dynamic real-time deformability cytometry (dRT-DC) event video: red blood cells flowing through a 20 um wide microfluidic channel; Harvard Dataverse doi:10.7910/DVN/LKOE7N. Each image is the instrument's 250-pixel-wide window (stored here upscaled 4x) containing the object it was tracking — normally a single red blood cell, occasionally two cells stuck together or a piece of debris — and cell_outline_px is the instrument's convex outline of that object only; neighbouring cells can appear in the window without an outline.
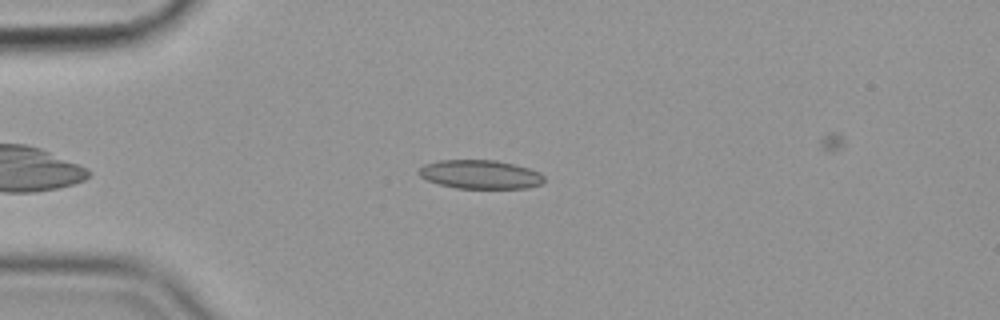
{"species": "common noctule bat (a hibernating species)", "species_latin": "Nyctalus noctula", "temperature_condition": "cold", "stored_images_in_passage": 53, "camera_frame_rate_fps": 3000, "um_per_image_px": 0.085, "animal": {"sex": "female", "body_mass_g": 19.9}, "frame": {"image": 1, "passage_image": 11, "time_ms": 3.333, "image_size_px": [1000, 320], "cell_outline_px": [[544, 180], [540, 184], [528, 188], [456, 188], [440, 184], [428, 180], [420, 176], [416, 172], [424, 164], [440, 160], [496, 160], [528, 168], [540, 172], [544, 176]], "centroid_in_image_um": [40.81, 14.82], "position_along_channel_um": 44.2, "area_um2": 20.92}}
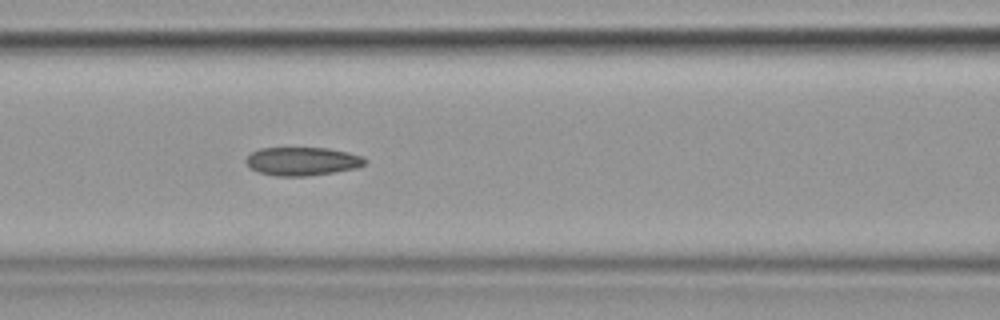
{"frame": {"image": 2, "passage_image": 21, "time_ms": 6.667, "image_size_px": [1000, 320], "cell_outline_px": [[368, 160], [364, 164], [356, 168], [308, 176], [276, 176], [256, 172], [248, 168], [244, 160], [252, 152], [260, 148], [328, 148], [348, 152], [360, 156]], "centroid_in_image_um": [25.64, 13.71], "position_along_channel_um": 141.0, "area_um2": 19.77}}
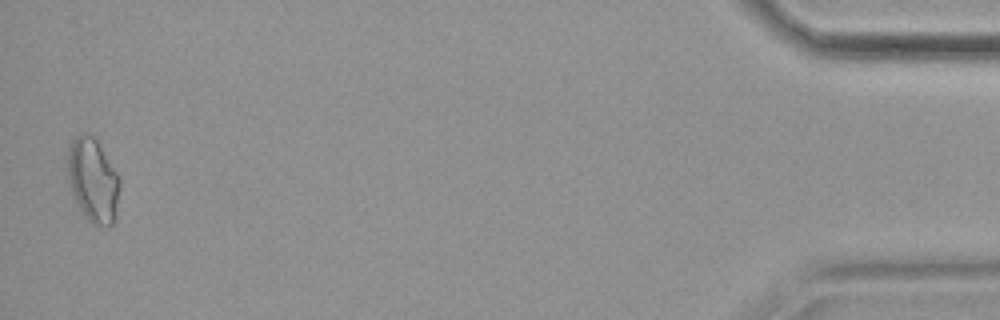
{"frame": {"image": 3, "passage_image": 52, "time_ms": 17.0, "image_size_px": [1000, 320], "cell_outline_px": [[120, 184], [116, 216], [112, 224], [92, 224], [84, 216], [76, 204], [68, 184], [68, 148], [72, 140], [80, 132], [84, 132], [92, 136], [96, 140], [120, 176]], "centroid_in_image_um": [7.89, 15.31], "position_along_channel_um": 427.3, "area_um2": 25.61}, "authors_computed_cell_mechanics": {"area_um2": 20.1722, "velocity_mm_per_s": 3.5866, "shape_relaxation_time_tau1_ms": null, "shape_relaxation_time_tau2_ms": 4.7329, "deformation_change_tau1": null, "deformation_change_tau2": 0.1167}}